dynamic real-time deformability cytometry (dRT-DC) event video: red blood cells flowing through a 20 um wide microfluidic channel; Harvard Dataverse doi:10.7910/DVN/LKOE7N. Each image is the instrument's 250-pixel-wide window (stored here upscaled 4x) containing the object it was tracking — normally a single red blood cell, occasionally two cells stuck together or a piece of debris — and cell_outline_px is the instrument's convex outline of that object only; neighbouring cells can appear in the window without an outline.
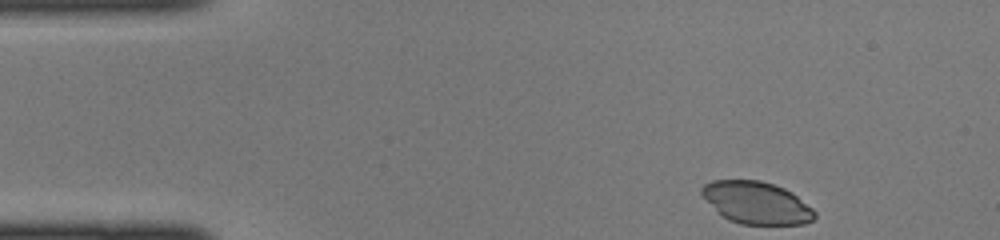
{"species": "common noctule bat (a hibernating species)", "species_latin": "Nyctalus noctula", "temperature_condition": "cold", "stored_images_in_passage": 40, "camera_frame_rate_fps": 3000, "um_per_image_px": 0.085, "animal": {"sex": "female", "body_mass_g": 22.0, "forearm_length_mm": 56.7}, "frame": {"image": 1, "passage_image": 1, "time_ms": 0.0, "image_size_px": [1000, 240], "cell_outline_px": [[816, 216], [812, 220], [804, 224], [740, 224], [728, 220], [716, 212], [700, 192], [700, 188], [704, 184], [712, 180], [760, 180], [784, 188], [792, 192], [812, 208], [816, 212]], "centroid_in_image_um": [64.28, 17.23], "position_along_channel_um": 20.7, "area_um2": 27.86}}